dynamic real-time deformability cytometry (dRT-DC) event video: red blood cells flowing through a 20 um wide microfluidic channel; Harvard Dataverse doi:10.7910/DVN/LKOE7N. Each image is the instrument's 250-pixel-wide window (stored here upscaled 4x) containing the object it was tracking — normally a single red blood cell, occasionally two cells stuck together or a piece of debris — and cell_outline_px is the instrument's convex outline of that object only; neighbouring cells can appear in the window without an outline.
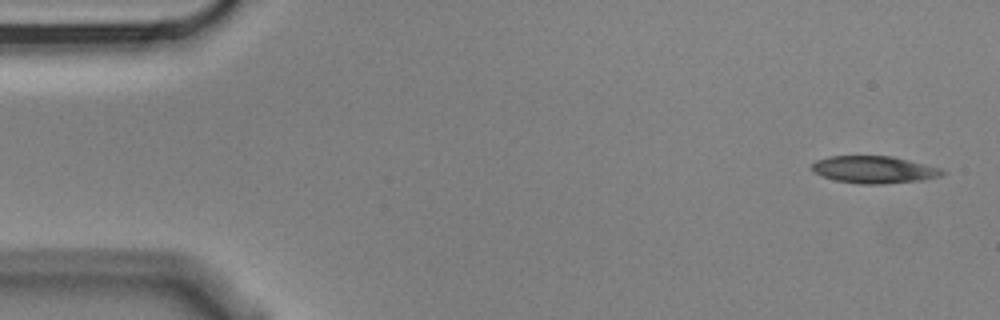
{"species": "Egyptian fruit bat (a non-hibernating species)", "species_latin": "Rousettus aegyptiacus", "temperature_condition": "cold", "stored_images_in_passage": 9, "camera_frame_rate_fps": 3000, "um_per_image_px": 0.085, "animal": {"sex": "male"}, "frame": {"image": 1, "passage_image": 1, "time_ms": 0.0, "image_size_px": [1000, 320], "cell_outline_px": [[944, 172], [940, 176], [924, 180], [880, 184], [860, 184], [836, 180], [824, 176], [816, 172], [812, 168], [812, 164], [816, 160], [828, 156], [892, 156], [940, 168]], "centroid_in_image_um": [74.3, 14.41], "position_along_channel_um": 10.7, "area_um2": 20.4}}
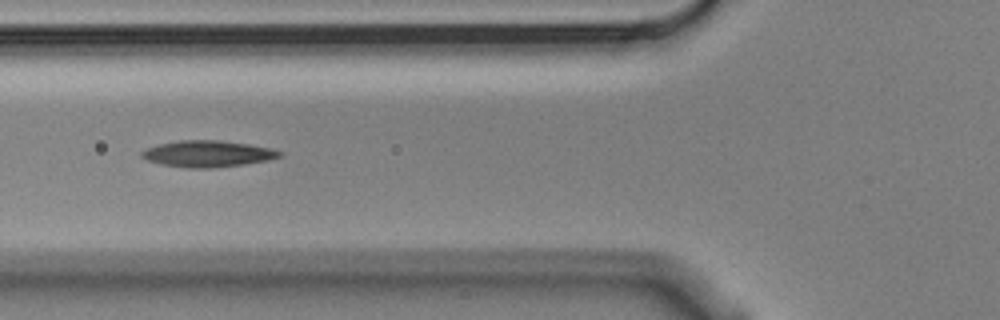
{"frame": {"image": 2, "passage_image": 6, "time_ms": 1.667, "image_size_px": [1000, 320], "cell_outline_px": [[284, 152], [280, 156], [268, 160], [244, 164], [208, 168], [188, 168], [160, 164], [148, 160], [140, 156], [140, 152], [144, 148], [160, 144], [180, 140], [220, 140], [248, 144], [268, 148]], "centroid_in_image_um": [17.6, 13.07], "position_along_channel_um": 108.2, "area_um2": 21.1}}
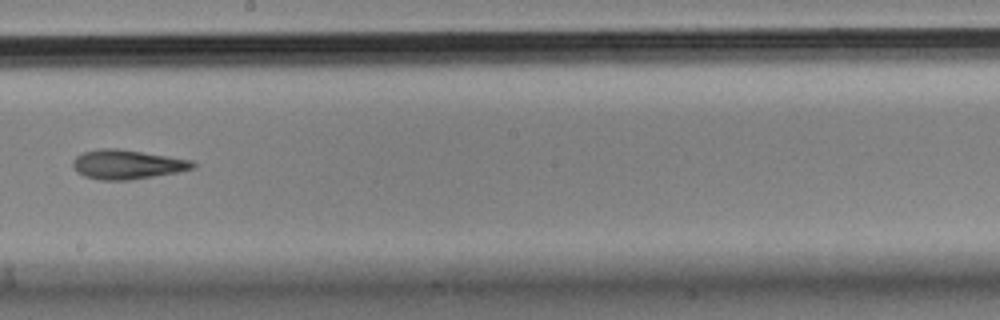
{"frame": {"image": 3, "passage_image": 9, "time_ms": 2.667, "image_size_px": [1000, 320], "cell_outline_px": [[196, 164], [192, 168], [176, 172], [128, 180], [100, 180], [84, 176], [76, 172], [72, 164], [72, 160], [76, 156], [84, 152], [100, 148], [116, 148], [192, 160]], "centroid_in_image_um": [10.74, 13.97], "position_along_channel_um": 237.5, "area_um2": 20.23}}